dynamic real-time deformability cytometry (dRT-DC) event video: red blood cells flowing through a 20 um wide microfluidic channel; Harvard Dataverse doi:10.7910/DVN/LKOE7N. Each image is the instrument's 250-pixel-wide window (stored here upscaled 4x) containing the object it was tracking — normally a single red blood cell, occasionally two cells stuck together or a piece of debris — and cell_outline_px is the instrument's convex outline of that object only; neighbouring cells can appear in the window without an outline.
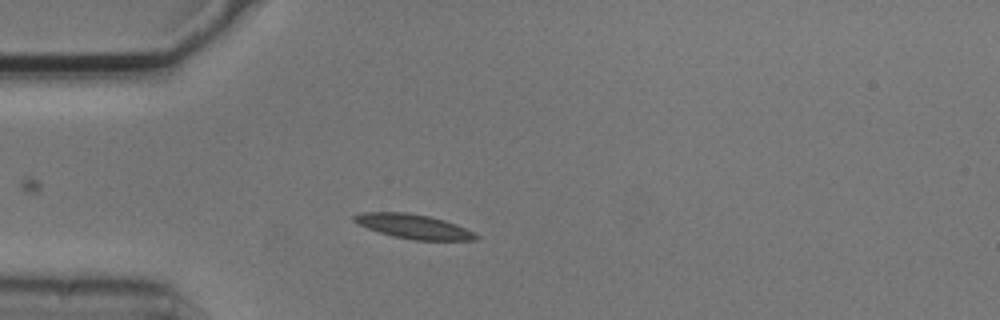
{"species": "common noctule bat (a hibernating species)", "species_latin": "Nyctalus noctula", "temperature_condition": "cold", "stored_images_in_passage": 2, "camera_frame_rate_fps": 3000, "um_per_image_px": 0.085, "animal": {"sex": "male", "body_mass_g": 20.5, "forearm_length_mm": 52.5}, "frame": {"image": 1, "passage_image": 2, "time_ms": 0.333, "image_size_px": [1000, 320], "cell_outline_px": [[480, 236], [476, 240], [412, 240], [392, 236], [368, 228], [352, 220], [352, 216], [364, 212], [404, 212], [428, 216], [444, 220], [456, 224]], "centroid_in_image_um": [35.15, 19.25], "position_along_channel_um": 49.9, "area_um2": 17.11}}